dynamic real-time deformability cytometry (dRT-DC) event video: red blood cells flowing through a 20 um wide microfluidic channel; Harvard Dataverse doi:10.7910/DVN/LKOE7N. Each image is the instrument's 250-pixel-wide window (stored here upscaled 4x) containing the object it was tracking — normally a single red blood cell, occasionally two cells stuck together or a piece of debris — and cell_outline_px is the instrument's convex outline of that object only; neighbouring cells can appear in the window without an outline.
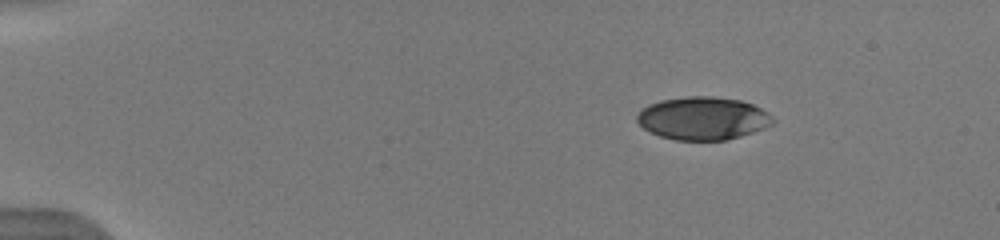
{"species": "human", "species_latin": "Homo sapiens", "temperature_condition": "warm", "stored_images_in_passage": 22, "camera_frame_rate_fps": 3000, "um_per_image_px": 0.085, "donor": {"sex": "male"}, "frame": {"image": 1, "passage_image": 1, "time_ms": 0.0, "image_size_px": [1000, 240], "cell_outline_px": [[776, 120], [772, 124], [764, 128], [740, 136], [724, 140], [676, 140], [660, 136], [644, 128], [636, 120], [636, 116], [640, 108], [648, 104], [660, 100], [688, 96], [712, 96], [740, 100], [752, 104], [768, 112]], "centroid_in_image_um": [59.73, 10.05], "position_along_channel_um": 25.3, "area_um2": 34.04}}
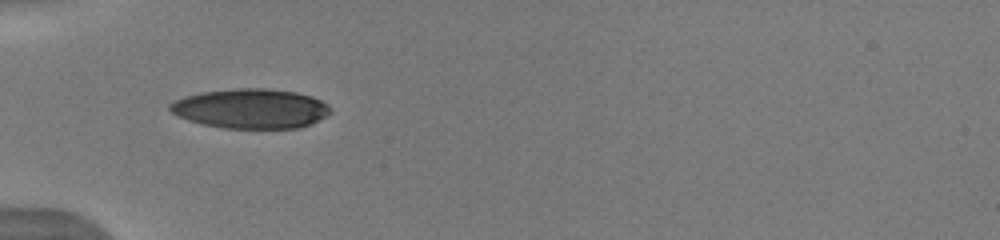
{"frame": {"image": 2, "passage_image": 14, "time_ms": 3.333, "image_size_px": [1000, 240], "cell_outline_px": [[332, 112], [312, 124], [300, 128], [224, 128], [204, 124], [188, 120], [172, 112], [168, 108], [168, 104], [184, 96], [200, 92], [236, 88], [268, 88], [296, 92], [312, 96], [328, 104], [332, 108]], "centroid_in_image_um": [21.35, 9.22], "position_along_channel_um": 63.6, "area_um2": 37.28}}
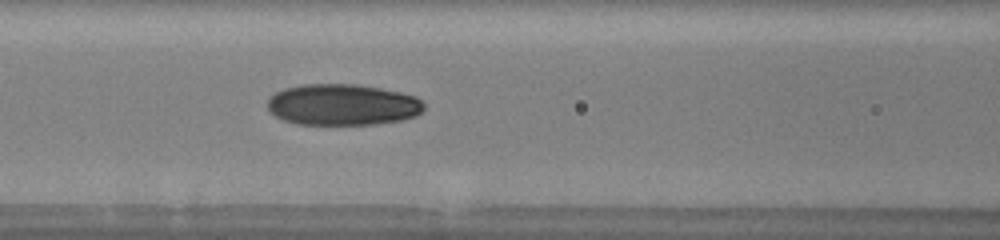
{"frame": {"image": 3, "passage_image": 18, "time_ms": 5.333, "image_size_px": [1000, 240], "cell_outline_px": [[424, 108], [416, 116], [404, 120], [376, 124], [296, 124], [284, 120], [268, 112], [268, 100], [276, 92], [284, 88], [304, 84], [356, 84], [380, 88], [400, 92], [416, 96], [424, 104]], "centroid_in_image_um": [29.12, 8.9], "position_along_channel_um": 137.5, "area_um2": 37.74}}